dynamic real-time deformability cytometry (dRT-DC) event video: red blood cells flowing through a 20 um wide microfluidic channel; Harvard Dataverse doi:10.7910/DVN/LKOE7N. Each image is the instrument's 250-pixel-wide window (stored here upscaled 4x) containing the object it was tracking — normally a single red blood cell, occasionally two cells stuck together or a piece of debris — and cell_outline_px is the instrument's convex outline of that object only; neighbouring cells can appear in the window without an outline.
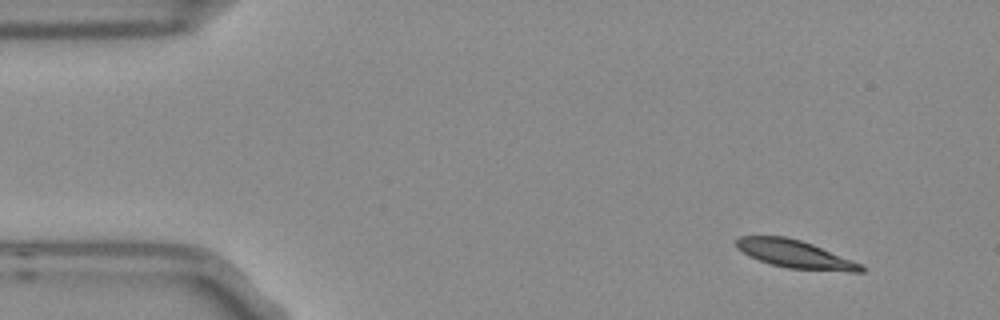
{"species": "Egyptian fruit bat (a non-hibernating species)", "species_latin": "Rousettus aegyptiacus", "temperature_condition": "room temperature", "stored_images_in_passage": 4, "camera_frame_rate_fps": 3000, "um_per_image_px": 0.085, "frame": {"image": 1, "passage_image": 1, "time_ms": 0.0, "image_size_px": [1000, 320], "cell_outline_px": [[864, 272], [848, 272], [788, 268], [768, 264], [748, 256], [736, 248], [736, 240], [740, 236], [784, 236], [800, 240], [812, 244], [860, 264], [864, 268]], "centroid_in_image_um": [67.51, 21.61], "position_along_channel_um": 17.5, "area_um2": 20.17}}
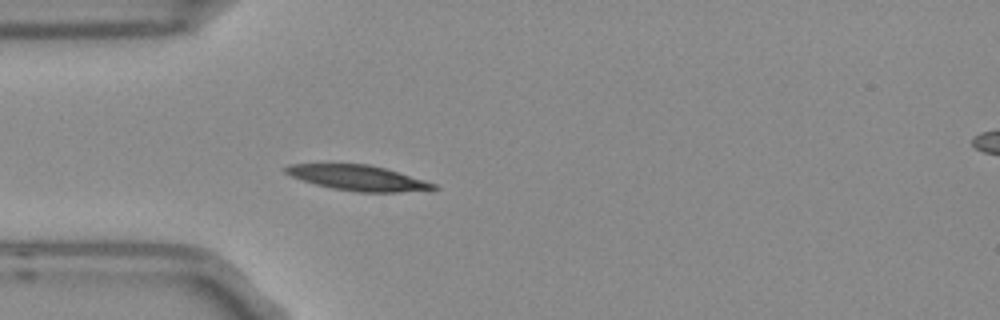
{"frame": {"image": 2, "passage_image": 4, "time_ms": 1.0, "image_size_px": [1000, 320], "cell_outline_px": [[440, 188], [432, 192], [356, 192], [332, 188], [316, 184], [292, 176], [284, 172], [284, 168], [288, 164], [368, 164], [384, 168], [424, 180], [436, 184]], "centroid_in_image_um": [30.53, 15.14], "position_along_channel_um": 54.5, "area_um2": 21.91}}